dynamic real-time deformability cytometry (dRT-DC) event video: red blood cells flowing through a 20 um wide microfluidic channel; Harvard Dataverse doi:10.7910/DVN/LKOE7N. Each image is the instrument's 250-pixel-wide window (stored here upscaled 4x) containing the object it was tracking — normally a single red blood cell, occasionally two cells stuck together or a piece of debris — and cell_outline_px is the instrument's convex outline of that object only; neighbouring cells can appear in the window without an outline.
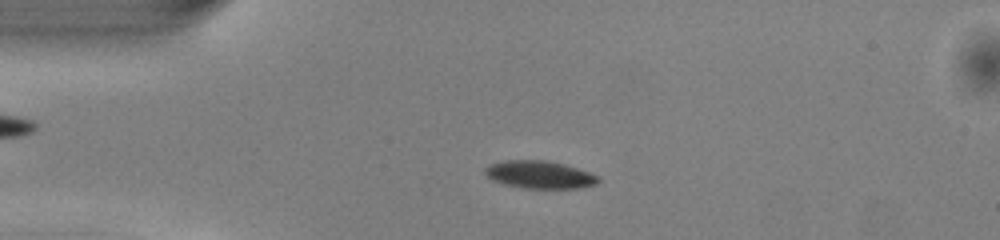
{"species": "common noctule bat (a hibernating species)", "species_latin": "Nyctalus noctula", "temperature_condition": "warm", "stored_images_in_passage": 49, "camera_frame_rate_fps": 3000, "um_per_image_px": 0.085, "animal": {"sex": "male", "body_mass_g": 13.0, "forearm_length_mm": 53.1}, "frame": {"image": 1, "passage_image": 11, "time_ms": 3.333, "image_size_px": [1000, 240], "cell_outline_px": [[600, 180], [596, 184], [576, 188], [524, 188], [504, 184], [492, 180], [484, 172], [484, 168], [488, 164], [504, 160], [548, 160], [564, 164], [588, 172], [596, 176]], "centroid_in_image_um": [45.81, 14.83], "position_along_channel_um": 39.2, "area_um2": 18.15}}
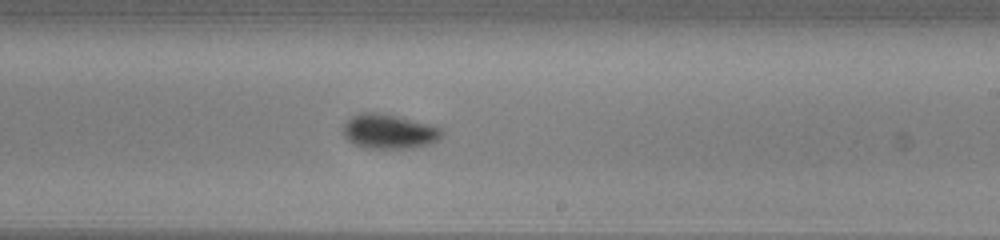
{"frame": {"image": 2, "passage_image": 29, "time_ms": 9.333, "image_size_px": [1000, 240], "cell_outline_px": [[444, 132], [440, 140], [432, 144], [412, 148], [364, 148], [352, 144], [344, 136], [344, 124], [352, 116], [360, 112], [376, 112], [396, 116], [444, 128]], "centroid_in_image_um": [33.1, 11.19], "position_along_channel_um": 255.9, "area_um2": 20.06}}
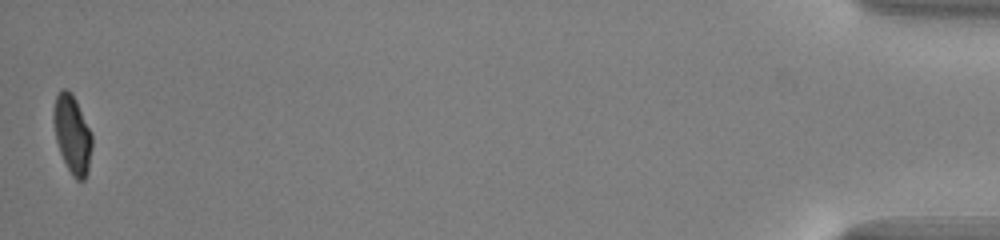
{"frame": {"image": 3, "passage_image": 49, "time_ms": 16.0, "image_size_px": [1000, 240], "cell_outline_px": [[92, 148], [88, 172], [84, 180], [76, 180], [72, 176], [60, 152], [56, 140], [52, 120], [52, 112], [56, 96], [60, 88], [68, 88], [72, 92], [92, 132]], "centroid_in_image_um": [6.14, 11.37], "position_along_channel_um": 429.1, "area_um2": 17.92}, "authors_computed_cell_mechanics": {"area_um2": 18.5538, "velocity_mm_per_s": 4.0896, "shape_relaxation_time_tau1_ms": 2.3233, "shape_relaxation_time_tau2_ms": null, "deformation_change_tau1": 0.1163, "deformation_change_tau2": null}}